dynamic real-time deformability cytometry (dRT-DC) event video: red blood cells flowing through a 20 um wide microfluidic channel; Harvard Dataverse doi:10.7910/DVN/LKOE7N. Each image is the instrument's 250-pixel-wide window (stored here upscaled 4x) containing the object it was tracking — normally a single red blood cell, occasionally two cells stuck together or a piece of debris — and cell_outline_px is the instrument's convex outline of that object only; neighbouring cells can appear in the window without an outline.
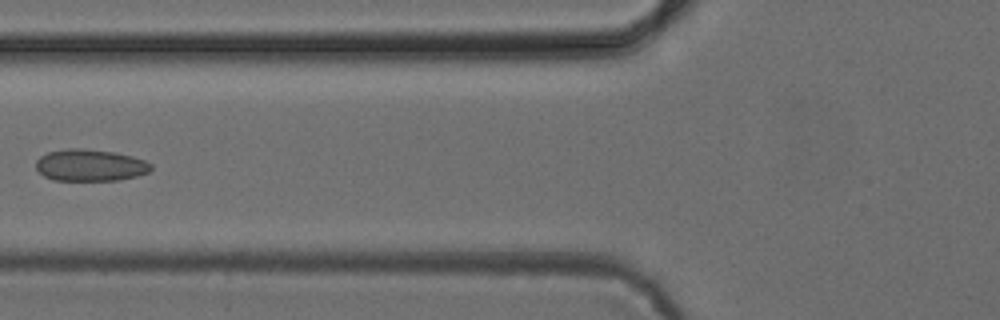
{"species": "common noctule bat (a hibernating species)", "species_latin": "Nyctalus noctula", "temperature_condition": "cold", "stored_images_in_passage": 5, "camera_frame_rate_fps": 3000, "um_per_image_px": 0.085, "animal": {"sex": "female", "body_mass_g": 24.6, "forearm_length_mm": 56.2}, "frame": {"image": 1, "passage_image": 5, "time_ms": 5.333, "image_size_px": [1000, 320], "cell_outline_px": [[152, 168], [148, 172], [136, 176], [120, 180], [52, 180], [44, 176], [36, 168], [36, 160], [40, 156], [48, 152], [68, 148], [80, 148], [116, 152], [132, 156], [144, 160], [152, 164]], "centroid_in_image_um": [7.66, 14.04], "position_along_channel_um": 118.1, "area_um2": 21.39}}